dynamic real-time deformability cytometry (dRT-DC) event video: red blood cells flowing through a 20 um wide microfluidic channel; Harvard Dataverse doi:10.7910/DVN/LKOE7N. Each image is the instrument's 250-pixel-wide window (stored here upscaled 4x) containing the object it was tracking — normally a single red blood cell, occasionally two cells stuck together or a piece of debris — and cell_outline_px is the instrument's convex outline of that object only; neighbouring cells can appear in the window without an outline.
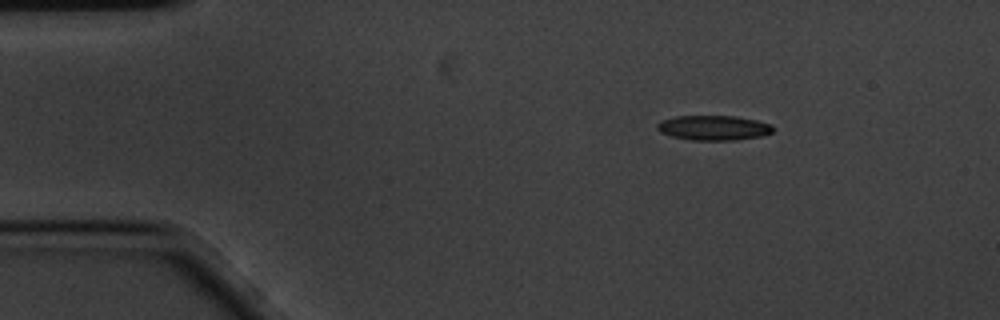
{"species": "common noctule bat (a hibernating species)", "species_latin": "Nyctalus noctula", "temperature_condition": "cold", "stored_images_in_passage": 12, "camera_frame_rate_fps": 3000, "um_per_image_px": 0.085, "animal": {"sex": "male", "body_mass_g": 20.1, "forearm_length_mm": 53.5}, "frame": {"image": 1, "passage_image": 2, "time_ms": 0.333, "image_size_px": [1000, 320], "cell_outline_px": [[772, 132], [760, 136], [736, 140], [692, 140], [672, 136], [660, 132], [656, 128], [656, 124], [660, 120], [676, 116], [736, 116], [756, 120], [768, 124], [772, 128]], "centroid_in_image_um": [60.59, 10.86], "position_along_channel_um": 24.4, "area_um2": 16.65}}
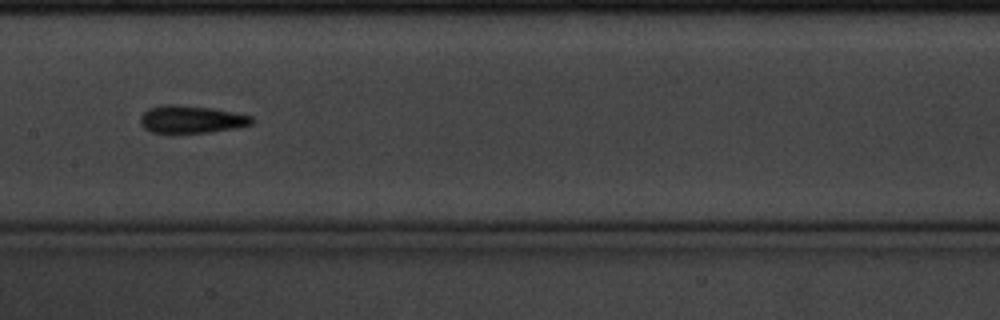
{"frame": {"image": 2, "passage_image": 7, "time_ms": 2.0, "image_size_px": [1000, 320], "cell_outline_px": [[256, 120], [252, 124], [236, 128], [208, 132], [152, 132], [144, 128], [140, 124], [140, 116], [144, 112], [152, 108], [168, 104], [176, 104], [212, 108], [252, 116]], "centroid_in_image_um": [16.29, 10.14], "position_along_channel_um": 191.1, "area_um2": 17.69}}
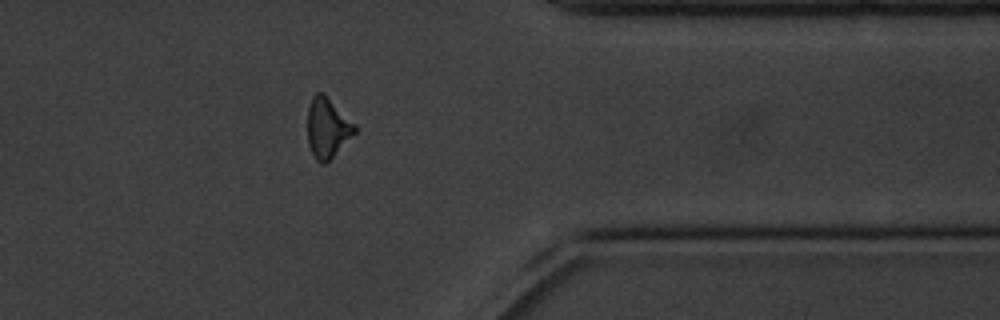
{"frame": {"image": 3, "passage_image": 12, "time_ms": 3.667, "image_size_px": [1000, 320], "cell_outline_px": [[356, 132], [324, 164], [320, 164], [316, 160], [308, 144], [308, 108], [312, 96], [316, 92], [324, 92], [356, 124]], "centroid_in_image_um": [27.83, 10.82], "position_along_channel_um": 383.6, "area_um2": 16.47}}